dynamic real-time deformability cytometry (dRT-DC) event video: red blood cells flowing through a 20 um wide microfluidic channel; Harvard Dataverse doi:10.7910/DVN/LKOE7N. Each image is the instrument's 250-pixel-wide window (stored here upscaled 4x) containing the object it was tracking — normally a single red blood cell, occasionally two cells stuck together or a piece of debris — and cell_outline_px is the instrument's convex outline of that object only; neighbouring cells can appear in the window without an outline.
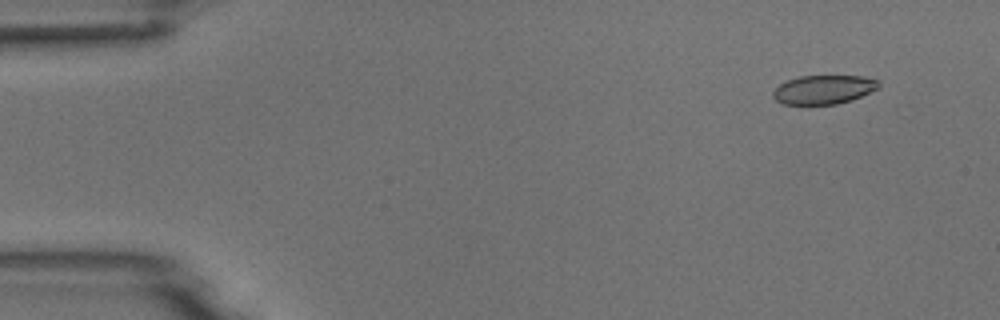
{"species": "common noctule bat (a hibernating species)", "species_latin": "Nyctalus noctula", "temperature_condition": "room temperature", "stored_images_in_passage": 5, "camera_frame_rate_fps": 3000, "um_per_image_px": 0.085, "animal": {"sex": "male", "body_mass_g": 18.8}, "frame": {"image": 1, "passage_image": 2, "time_ms": 1.0, "image_size_px": [1000, 320], "cell_outline_px": [[880, 88], [852, 100], [836, 104], [784, 104], [776, 100], [772, 96], [772, 92], [780, 84], [788, 80], [800, 76], [860, 76], [880, 80]], "centroid_in_image_um": [70.04, 7.61], "position_along_channel_um": 15.0, "area_um2": 17.8}}